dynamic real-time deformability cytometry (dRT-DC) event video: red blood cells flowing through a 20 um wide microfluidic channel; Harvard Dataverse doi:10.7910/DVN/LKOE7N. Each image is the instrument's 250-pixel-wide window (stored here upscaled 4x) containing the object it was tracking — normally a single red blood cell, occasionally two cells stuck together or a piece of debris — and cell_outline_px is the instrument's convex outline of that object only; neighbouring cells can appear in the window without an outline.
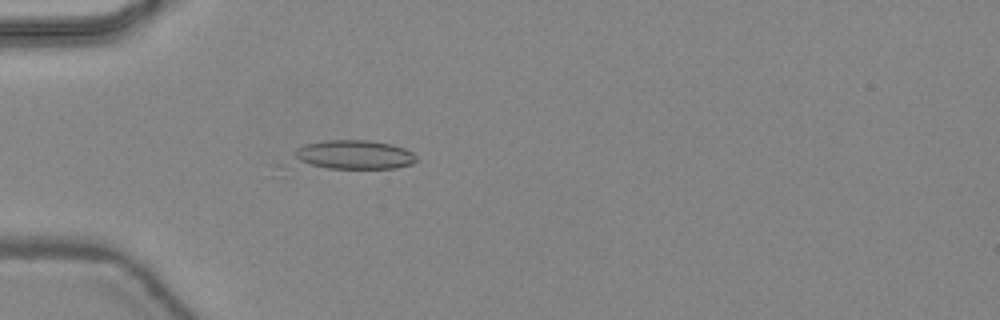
{"species": "common noctule bat (a hibernating species)", "species_latin": "Nyctalus noctula", "temperature_condition": "warm", "stored_images_in_passage": 45, "camera_frame_rate_fps": 3000, "um_per_image_px": 0.085, "animal": {"sex": "female", "body_mass_g": 24.6, "forearm_length_mm": 56.2}, "frame": {"image": 1, "passage_image": 13, "time_ms": 4.0, "image_size_px": [1000, 320], "cell_outline_px": [[416, 160], [412, 164], [396, 168], [328, 168], [312, 164], [300, 160], [296, 156], [296, 148], [304, 144], [324, 140], [368, 140], [392, 144], [404, 148], [412, 152], [416, 156]], "centroid_in_image_um": [30.17, 13.13], "position_along_channel_um": 54.8, "area_um2": 20.35}}
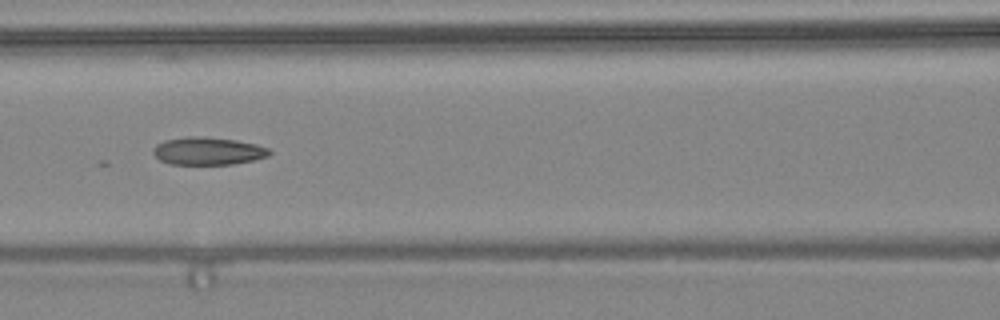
{"frame": {"image": 2, "passage_image": 20, "time_ms": 6.333, "image_size_px": [1000, 320], "cell_outline_px": [[272, 152], [268, 156], [252, 160], [232, 164], [168, 164], [160, 160], [152, 152], [152, 148], [156, 144], [164, 140], [188, 136], [196, 136], [236, 140], [256, 144], [268, 148]], "centroid_in_image_um": [17.64, 12.83], "position_along_channel_um": 149.0, "area_um2": 18.73}}
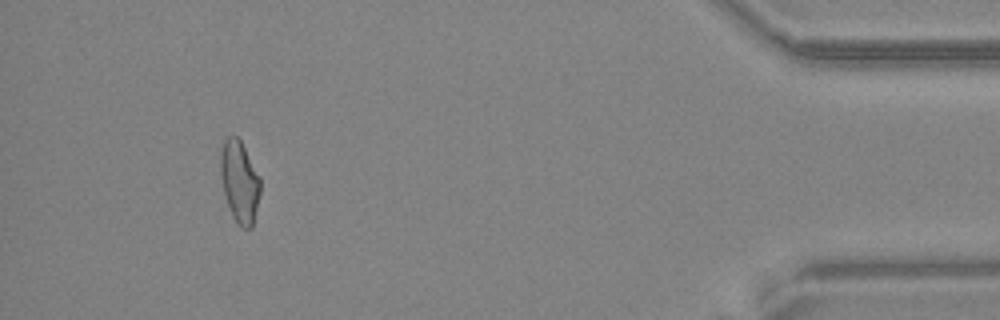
{"frame": {"image": 3, "passage_image": 42, "time_ms": 13.667, "image_size_px": [1000, 320], "cell_outline_px": [[260, 192], [252, 228], [240, 228], [232, 216], [228, 208], [220, 176], [220, 152], [224, 140], [228, 136], [236, 136], [240, 140], [260, 176]], "centroid_in_image_um": [20.35, 15.46], "position_along_channel_um": 414.8, "area_um2": 19.07}}